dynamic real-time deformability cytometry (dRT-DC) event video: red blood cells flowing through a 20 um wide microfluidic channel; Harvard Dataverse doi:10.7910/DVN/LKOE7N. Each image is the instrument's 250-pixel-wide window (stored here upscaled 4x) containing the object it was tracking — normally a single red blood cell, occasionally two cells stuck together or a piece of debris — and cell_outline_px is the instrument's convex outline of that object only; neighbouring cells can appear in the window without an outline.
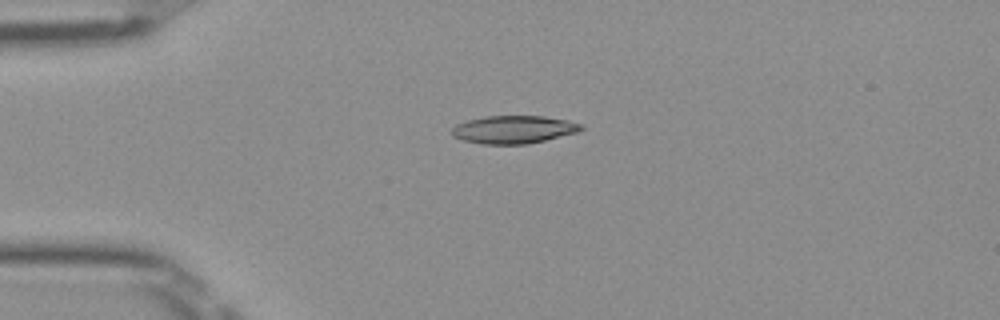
{"species": "Egyptian fruit bat (a non-hibernating species)", "species_latin": "Rousettus aegyptiacus", "temperature_condition": "room temperature", "stored_images_in_passage": 39, "camera_frame_rate_fps": 3000, "um_per_image_px": 0.085, "frame": {"image": 1, "passage_image": 1, "time_ms": 0.0, "image_size_px": [1000, 320], "cell_outline_px": [[584, 128], [580, 132], [528, 144], [480, 144], [464, 140], [452, 136], [452, 128], [456, 124], [468, 120], [484, 116], [544, 116], [568, 120], [580, 124]], "centroid_in_image_um": [43.68, 11.01], "position_along_channel_um": 41.3, "area_um2": 21.1}}
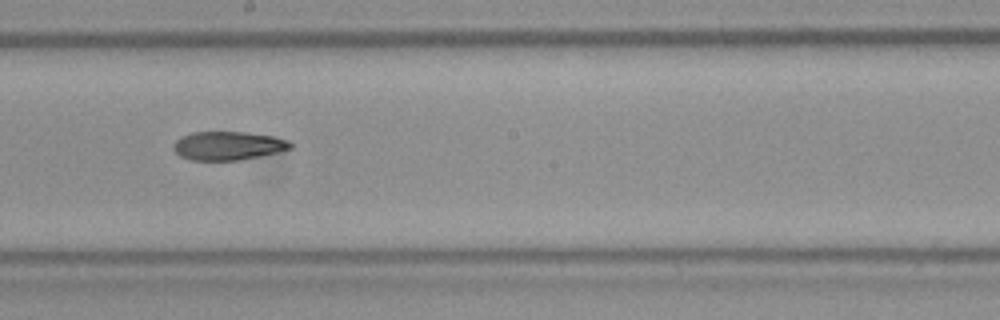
{"frame": {"image": 2, "passage_image": 17, "time_ms": 5.333, "image_size_px": [1000, 320], "cell_outline_px": [[292, 148], [276, 152], [240, 160], [192, 160], [180, 156], [172, 148], [172, 144], [180, 136], [192, 132], [244, 132], [272, 136], [288, 140], [292, 144]], "centroid_in_image_um": [19.33, 12.38], "position_along_channel_um": 228.9, "area_um2": 19.42}}
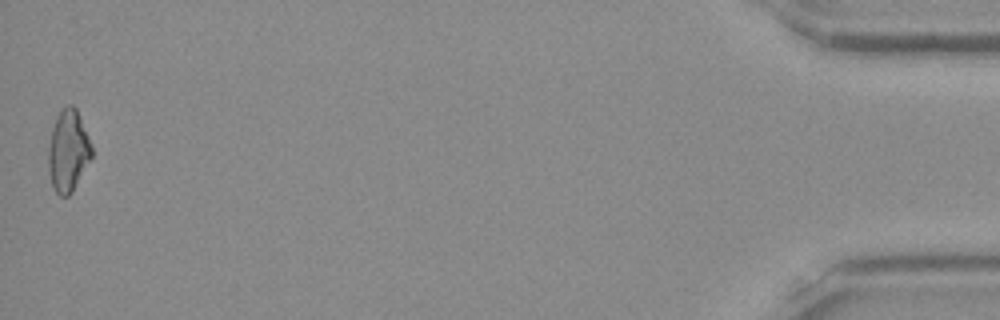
{"frame": {"image": 3, "passage_image": 39, "time_ms": 12.667, "image_size_px": [1000, 320], "cell_outline_px": [[92, 156], [72, 192], [68, 196], [60, 196], [56, 192], [52, 184], [48, 168], [48, 148], [52, 128], [56, 116], [68, 104], [72, 104], [76, 108], [92, 144]], "centroid_in_image_um": [5.79, 12.81], "position_along_channel_um": 429.4, "area_um2": 20.52}, "authors_computed_cell_mechanics": {"area_um2": 20.4034, "velocity_mm_per_s": 4.0107, "shape_relaxation_time_tau1_ms": null, "shape_relaxation_time_tau2_ms": 8.6936, "deformation_change_tau1": null, "deformation_change_tau2": 0.1939}}